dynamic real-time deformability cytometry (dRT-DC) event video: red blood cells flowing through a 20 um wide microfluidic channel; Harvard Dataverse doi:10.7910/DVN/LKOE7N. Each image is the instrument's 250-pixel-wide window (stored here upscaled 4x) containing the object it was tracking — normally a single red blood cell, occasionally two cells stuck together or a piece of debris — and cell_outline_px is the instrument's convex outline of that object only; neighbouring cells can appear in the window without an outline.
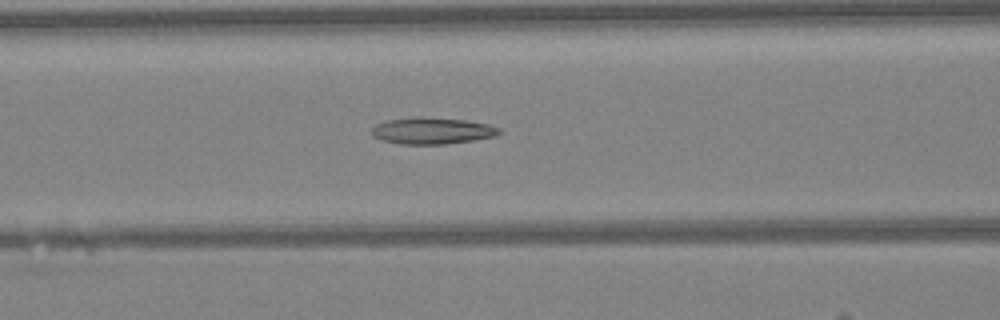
{"species": "Egyptian fruit bat (a non-hibernating species)", "species_latin": "Rousettus aegyptiacus", "temperature_condition": "warm", "stored_images_in_passage": 41, "camera_frame_rate_fps": 3000, "um_per_image_px": 0.085, "animal": {"sex": "female"}, "frame": {"image": 1, "passage_image": 19, "time_ms": 6.0, "image_size_px": [1000, 320], "cell_outline_px": [[500, 132], [496, 136], [472, 140], [444, 144], [404, 144], [380, 140], [372, 136], [372, 128], [376, 124], [388, 120], [416, 116], [420, 116], [468, 120], [488, 124], [500, 128]], "centroid_in_image_um": [36.72, 11.1], "position_along_channel_um": 129.9, "area_um2": 19.83}}
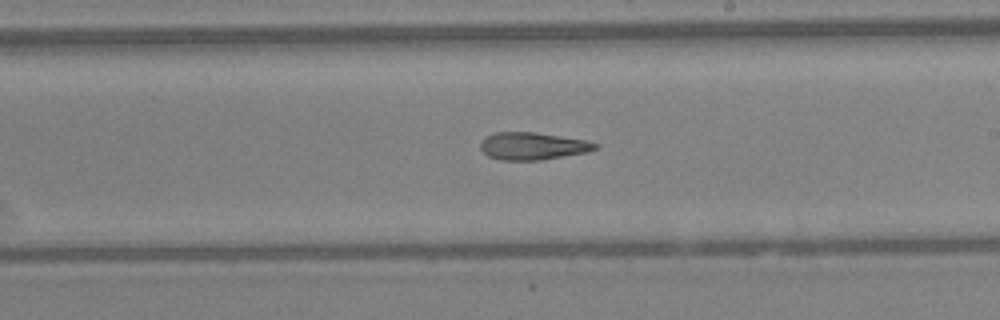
{"frame": {"image": 2, "passage_image": 27, "time_ms": 8.667, "image_size_px": [1000, 320], "cell_outline_px": [[600, 144], [596, 148], [588, 152], [540, 160], [500, 160], [488, 156], [480, 148], [480, 140], [496, 132], [536, 132], [584, 140]], "centroid_in_image_um": [45.26, 12.41], "position_along_channel_um": 243.7, "area_um2": 18.26}}
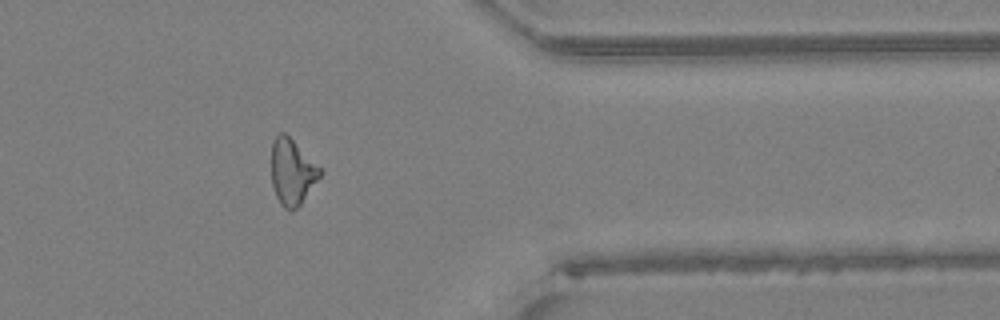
{"frame": {"image": 3, "passage_image": 38, "time_ms": 12.333, "image_size_px": [1000, 320], "cell_outline_px": [[324, 172], [300, 204], [292, 212], [288, 212], [280, 204], [276, 196], [272, 184], [272, 144], [276, 136], [280, 132], [284, 132]], "centroid_in_image_um": [24.82, 14.66], "position_along_channel_um": 386.6, "area_um2": 18.38}, "authors_computed_cell_mechanics": {"area_um2": 19.1318, "velocity_mm_per_s": 4.2962, "shape_relaxation_time_tau1_ms": null, "shape_relaxation_time_tau2_ms": 9.7479, "deformation_change_tau1": null, "deformation_change_tau2": 0.2721}}